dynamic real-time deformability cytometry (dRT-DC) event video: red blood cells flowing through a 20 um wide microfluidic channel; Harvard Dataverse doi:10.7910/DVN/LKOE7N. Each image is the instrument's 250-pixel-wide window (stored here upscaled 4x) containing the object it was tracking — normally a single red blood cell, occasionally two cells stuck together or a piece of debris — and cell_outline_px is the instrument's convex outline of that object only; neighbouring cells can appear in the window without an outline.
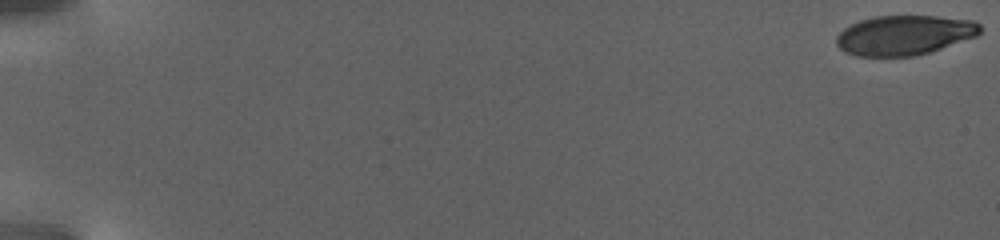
{"species": "human", "species_latin": "Homo sapiens", "temperature_condition": "warm", "stored_images_in_passage": 106, "camera_frame_rate_fps": 3000, "um_per_image_px": 0.085, "donor": {"sex": "female"}, "frame": {"image": 1, "passage_image": 1, "time_ms": 0.0, "image_size_px": [1000, 240], "cell_outline_px": [[980, 32], [976, 36], [928, 52], [912, 56], [856, 56], [844, 52], [836, 44], [836, 36], [844, 28], [860, 20], [876, 16], [936, 16], [972, 20], [980, 24]], "centroid_in_image_um": [76.83, 2.98], "position_along_channel_um": 8.2, "area_um2": 33.0}}
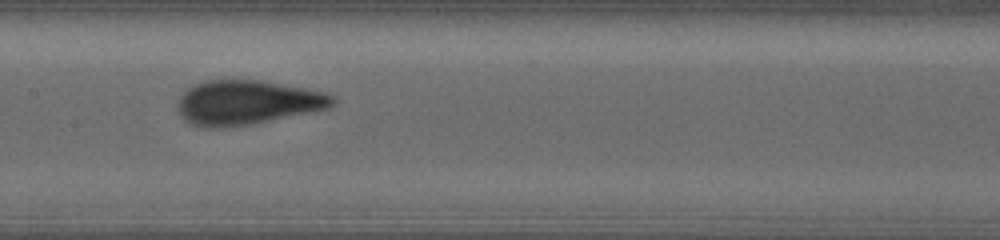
{"frame": {"image": 2, "passage_image": 57, "time_ms": 18.667, "image_size_px": [1000, 240], "cell_outline_px": [[336, 104], [328, 108], [252, 124], [220, 128], [204, 128], [192, 124], [184, 120], [176, 108], [180, 96], [192, 84], [204, 80], [260, 80], [328, 92], [336, 96]], "centroid_in_image_um": [21.01, 8.71], "position_along_channel_um": 186.4, "area_um2": 40.4}}
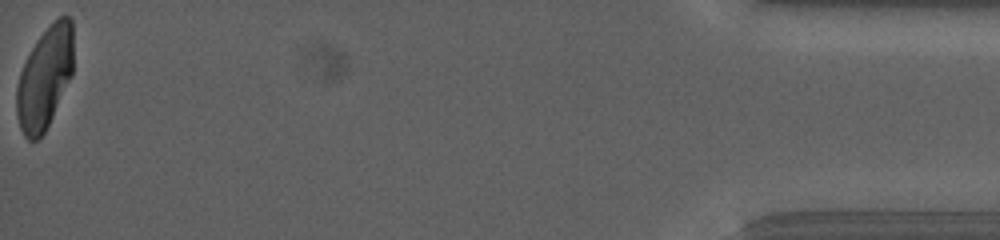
{"frame": {"image": 3, "passage_image": 106, "time_ms": 35.0, "image_size_px": [1000, 240], "cell_outline_px": [[72, 76], [44, 132], [36, 140], [28, 140], [24, 136], [20, 128], [16, 112], [16, 88], [20, 72], [32, 48], [40, 36], [60, 16], [68, 16], [72, 20]], "centroid_in_image_um": [3.79, 6.65], "position_along_channel_um": 431.4, "area_um2": 33.12}}